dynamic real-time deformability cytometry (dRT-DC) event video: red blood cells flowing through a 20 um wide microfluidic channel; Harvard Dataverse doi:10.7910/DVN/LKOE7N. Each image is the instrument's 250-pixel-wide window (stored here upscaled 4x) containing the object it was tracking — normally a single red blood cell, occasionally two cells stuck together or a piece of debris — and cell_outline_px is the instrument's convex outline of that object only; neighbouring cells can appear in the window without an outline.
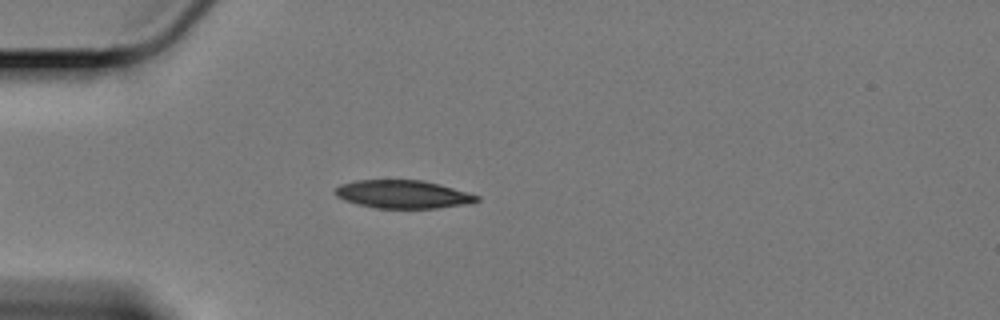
{"species": "Egyptian fruit bat (a non-hibernating species)", "species_latin": "Rousettus aegyptiacus", "temperature_condition": "cold", "stored_images_in_passage": 49, "camera_frame_rate_fps": 3000, "um_per_image_px": 0.085, "animal": {"sex": "female"}, "frame": {"image": 1, "passage_image": 10, "time_ms": 3.0, "image_size_px": [1000, 320], "cell_outline_px": [[480, 200], [472, 204], [436, 208], [376, 208], [344, 200], [336, 196], [336, 188], [340, 184], [356, 180], [424, 180], [440, 184], [468, 192], [480, 196]], "centroid_in_image_um": [34.31, 16.51], "position_along_channel_um": 50.7, "area_um2": 23.29}}
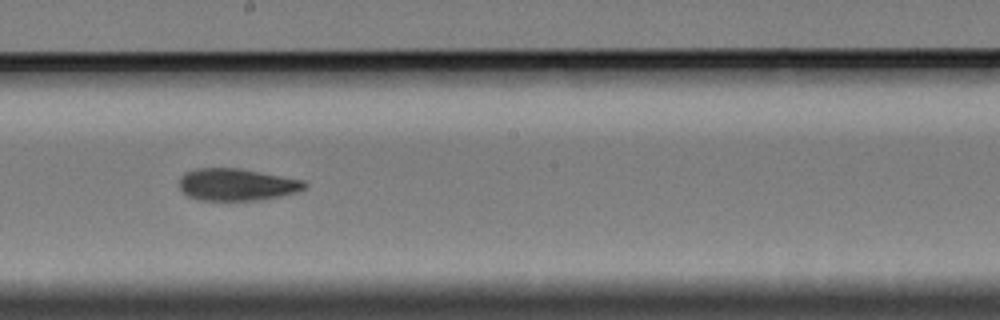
{"frame": {"image": 2, "passage_image": 27, "time_ms": 8.667, "image_size_px": [1000, 320], "cell_outline_px": [[308, 184], [304, 188], [296, 192], [280, 196], [260, 200], [200, 200], [188, 196], [180, 188], [180, 176], [184, 172], [196, 168], [240, 168], [304, 180]], "centroid_in_image_um": [20.12, 15.68], "position_along_channel_um": 228.1, "area_um2": 23.47}}
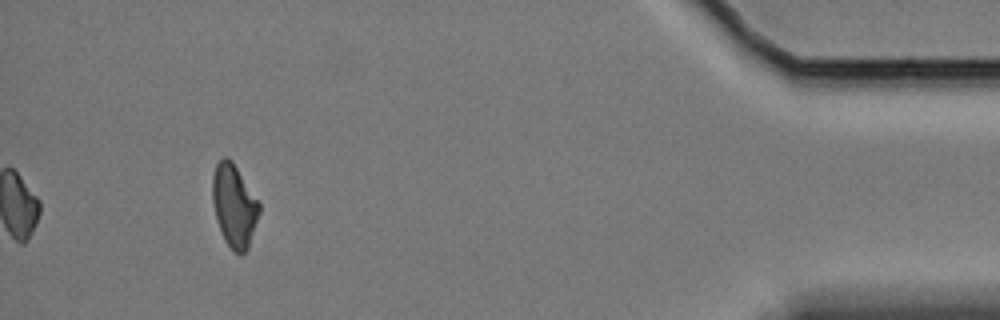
{"frame": {"image": 3, "passage_image": 49, "time_ms": 16.0, "image_size_px": [1000, 320], "cell_outline_px": [[260, 212], [248, 248], [240, 256], [228, 244], [220, 228], [216, 216], [212, 200], [212, 176], [216, 164], [224, 156], [228, 156], [232, 160], [260, 204]], "centroid_in_image_um": [19.9, 17.44], "position_along_channel_um": 415.3, "area_um2": 22.2}, "authors_computed_cell_mechanics": {"area_um2": 23.3512, "velocity_mm_per_s": 3.3537, "shape_relaxation_time_tau1_ms": 5.0129, "shape_relaxation_time_tau2_ms": 7.1774, "deformation_change_tau1": 0.1368, "deformation_change_tau2": 0.1376}}